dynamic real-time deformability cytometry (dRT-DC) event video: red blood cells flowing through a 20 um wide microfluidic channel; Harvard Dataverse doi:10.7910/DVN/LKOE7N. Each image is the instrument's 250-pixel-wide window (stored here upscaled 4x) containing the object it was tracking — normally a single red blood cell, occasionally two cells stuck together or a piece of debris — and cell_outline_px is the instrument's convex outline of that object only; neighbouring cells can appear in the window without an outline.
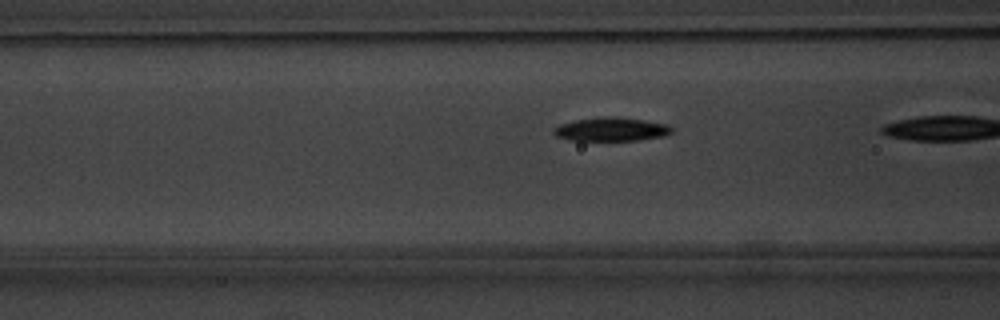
{"species": "common noctule bat (a hibernating species)", "species_latin": "Nyctalus noctula", "temperature_condition": "warm", "stored_images_in_passage": 27, "segment_of_instrument_passage": [2, 2], "camera_frame_rate_fps": 3000, "um_per_image_px": 0.085, "animal": {"sex": "male", "body_mass_g": 20.1, "forearm_length_mm": 53.5}, "frame": {"image": 1, "passage_image": 20, "time_ms": 6.333, "image_size_px": [1000, 320], "cell_outline_px": [[672, 132], [664, 136], [636, 140], [568, 140], [556, 136], [552, 132], [552, 128], [560, 124], [576, 120], [600, 116], [616, 116], [644, 120], [668, 124], [672, 128]], "centroid_in_image_um": [51.93, 10.98], "position_along_channel_um": 114.7, "area_um2": 16.36}}